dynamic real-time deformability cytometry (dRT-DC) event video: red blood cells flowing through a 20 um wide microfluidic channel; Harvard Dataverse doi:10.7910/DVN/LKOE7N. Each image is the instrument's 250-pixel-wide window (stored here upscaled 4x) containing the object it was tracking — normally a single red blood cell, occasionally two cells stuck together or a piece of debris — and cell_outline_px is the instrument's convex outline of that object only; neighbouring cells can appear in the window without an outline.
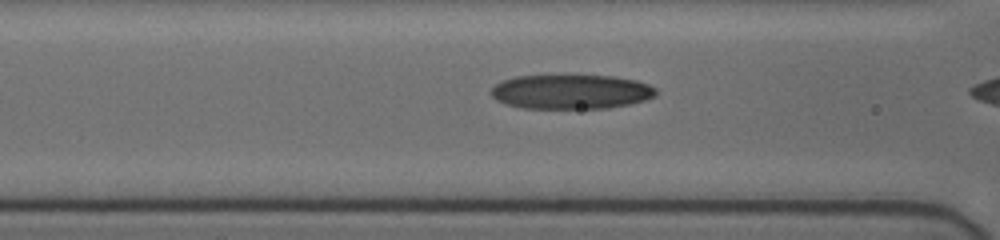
{"species": "human", "species_latin": "Homo sapiens", "temperature_condition": "cold", "stored_images_in_passage": 14, "camera_frame_rate_fps": 3000, "um_per_image_px": 0.085, "donor": {"sex": "female"}, "frame": {"image": 1, "passage_image": 12, "time_ms": 3.667, "image_size_px": [1000, 240], "cell_outline_px": [[656, 96], [644, 100], [628, 104], [608, 108], [524, 108], [508, 104], [496, 100], [492, 96], [492, 88], [500, 80], [516, 76], [560, 72], [564, 72], [612, 76], [636, 80], [648, 84], [656, 88]], "centroid_in_image_um": [48.51, 7.74], "position_along_channel_um": 118.1, "area_um2": 34.33}}